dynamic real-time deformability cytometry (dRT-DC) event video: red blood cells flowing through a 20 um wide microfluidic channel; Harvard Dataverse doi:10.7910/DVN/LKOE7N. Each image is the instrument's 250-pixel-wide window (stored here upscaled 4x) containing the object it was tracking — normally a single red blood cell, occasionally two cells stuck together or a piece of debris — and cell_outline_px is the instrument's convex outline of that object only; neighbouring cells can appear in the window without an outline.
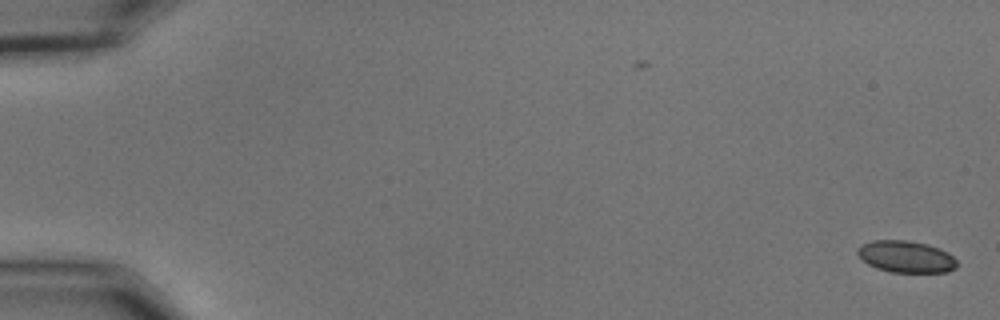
{"species": "common noctule bat (a hibernating species)", "species_latin": "Nyctalus noctula", "temperature_condition": "cold", "stored_images_in_passage": 56, "camera_frame_rate_fps": 3000, "um_per_image_px": 0.085, "animal": {"sex": "male", "body_mass_g": 15.6}, "frame": {"image": 1, "passage_image": 1, "time_ms": 0.0, "image_size_px": [1000, 320], "cell_outline_px": [[956, 268], [948, 272], [892, 272], [876, 268], [868, 264], [856, 252], [856, 248], [860, 244], [872, 240], [908, 240], [928, 244], [940, 248], [948, 252], [956, 260]], "centroid_in_image_um": [77.0, 21.8], "position_along_channel_um": 8.0, "area_um2": 18.55}}
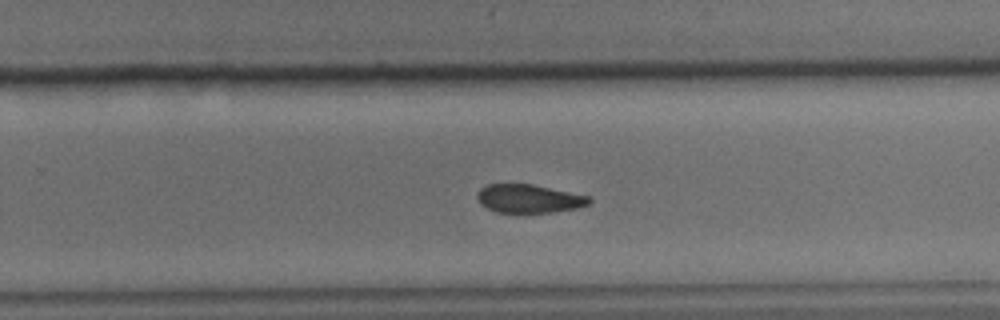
{"frame": {"image": 2, "passage_image": 37, "time_ms": 12.0, "image_size_px": [1000, 320], "cell_outline_px": [[592, 200], [588, 204], [576, 208], [552, 212], [496, 212], [480, 204], [476, 196], [476, 192], [484, 184], [532, 184], [592, 196]], "centroid_in_image_um": [44.95, 16.87], "position_along_channel_um": 284.9, "area_um2": 18.67}}
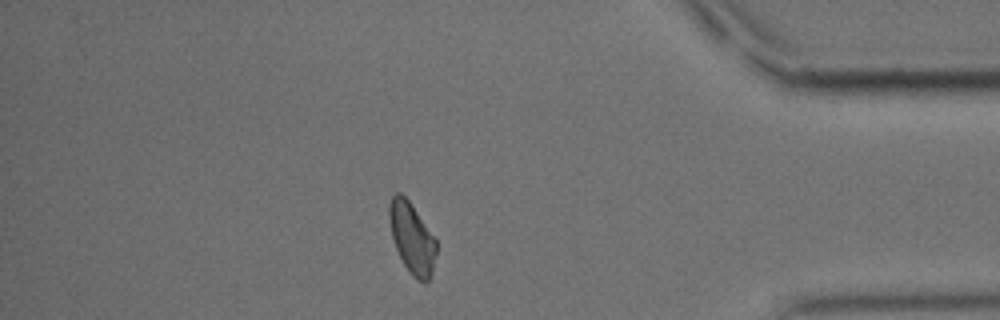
{"frame": {"image": 3, "passage_image": 49, "time_ms": 16.0, "image_size_px": [1000, 320], "cell_outline_px": [[436, 252], [432, 276], [424, 284], [416, 280], [412, 276], [404, 264], [396, 248], [392, 236], [388, 220], [388, 204], [392, 196], [396, 192], [400, 192], [408, 200], [436, 240]], "centroid_in_image_um": [35.0, 20.26], "position_along_channel_um": 400.2, "area_um2": 19.36}, "authors_computed_cell_mechanics": {"area_um2": 19.652, "velocity_mm_per_s": 3.6373, "shape_relaxation_time_tau1_ms": null, "shape_relaxation_time_tau2_ms": 4.4813, "deformation_change_tau1": null, "deformation_change_tau2": 0.115}}